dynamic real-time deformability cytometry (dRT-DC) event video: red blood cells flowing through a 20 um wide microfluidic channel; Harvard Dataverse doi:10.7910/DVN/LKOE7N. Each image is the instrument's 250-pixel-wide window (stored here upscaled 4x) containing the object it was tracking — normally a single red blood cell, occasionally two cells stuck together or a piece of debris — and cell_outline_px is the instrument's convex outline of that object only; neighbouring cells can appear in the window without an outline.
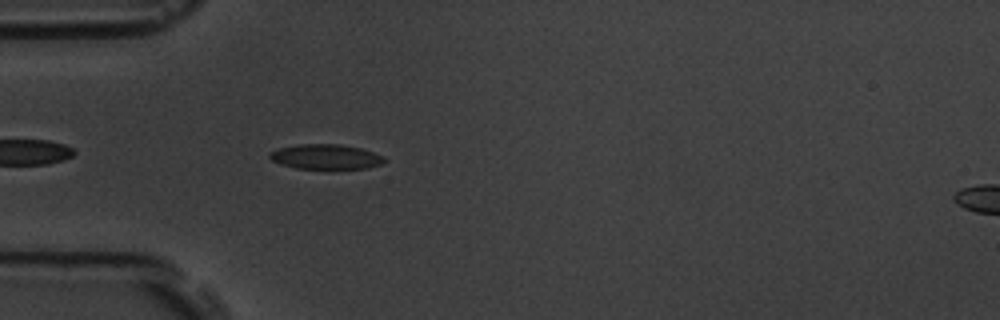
{"species": "common noctule bat (a hibernating species)", "species_latin": "Nyctalus noctula", "temperature_condition": "room temperature", "stored_images_in_passage": 6, "camera_frame_rate_fps": 3000, "um_per_image_px": 0.085, "animal": {"sex": "male", "body_mass_g": 19.5, "forearm_length_mm": 54.6}, "frame": {"image": 1, "passage_image": 5, "time_ms": 4.667, "image_size_px": [1000, 320], "cell_outline_px": [[388, 160], [384, 164], [364, 168], [296, 168], [280, 164], [272, 160], [268, 156], [276, 148], [296, 144], [340, 144], [360, 148], [384, 156]], "centroid_in_image_um": [27.7, 13.31], "position_along_channel_um": 57.3, "area_um2": 16.65}}